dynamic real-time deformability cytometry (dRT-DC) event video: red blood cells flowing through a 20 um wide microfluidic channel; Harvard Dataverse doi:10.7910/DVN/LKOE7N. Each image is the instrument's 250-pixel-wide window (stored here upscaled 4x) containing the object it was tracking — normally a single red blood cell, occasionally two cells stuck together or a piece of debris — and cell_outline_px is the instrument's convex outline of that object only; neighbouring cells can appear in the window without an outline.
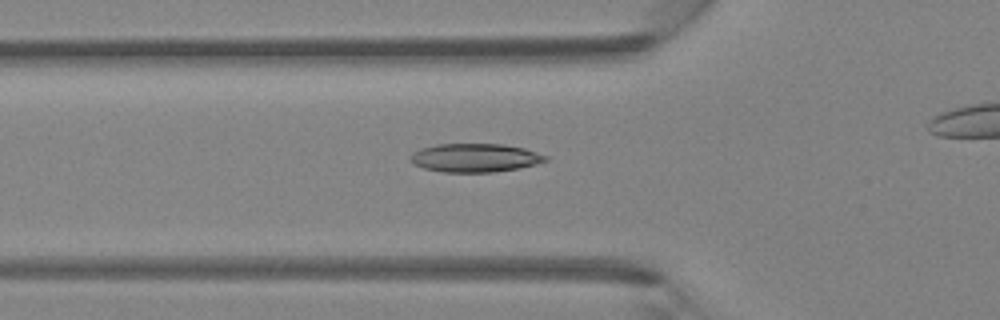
{"species": "Egyptian fruit bat (a non-hibernating species)", "species_latin": "Rousettus aegyptiacus", "temperature_condition": "room temperature", "stored_images_in_passage": 38, "camera_frame_rate_fps": 3000, "um_per_image_px": 0.085, "animal": {"sex": "female"}, "frame": {"image": 1, "passage_image": 16, "time_ms": 5.0, "image_size_px": [1000, 320], "cell_outline_px": [[548, 160], [536, 164], [520, 168], [492, 172], [444, 172], [424, 168], [412, 164], [408, 160], [412, 152], [420, 148], [436, 144], [500, 144], [524, 148], [548, 156]], "centroid_in_image_um": [40.34, 13.41], "position_along_channel_um": 85.5, "area_um2": 22.6}}
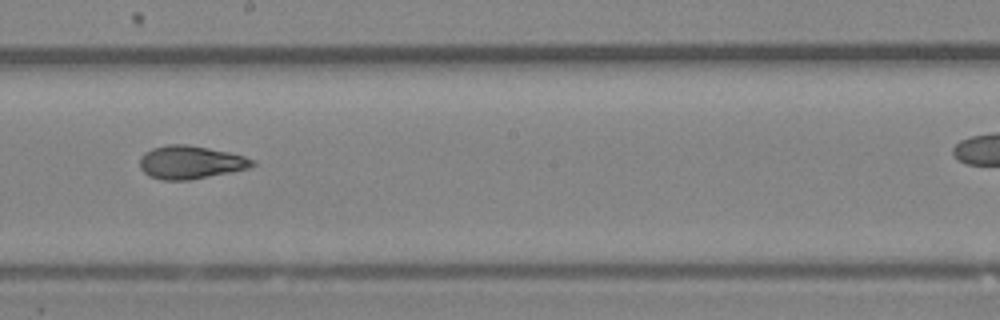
{"frame": {"image": 2, "passage_image": 26, "time_ms": 8.333, "image_size_px": [1000, 320], "cell_outline_px": [[256, 164], [248, 168], [188, 180], [160, 180], [148, 176], [140, 168], [140, 156], [144, 152], [152, 148], [168, 144], [184, 144], [208, 148], [228, 152], [244, 156], [256, 160]], "centroid_in_image_um": [16.15, 13.79], "position_along_channel_um": 232.0, "area_um2": 21.68}}
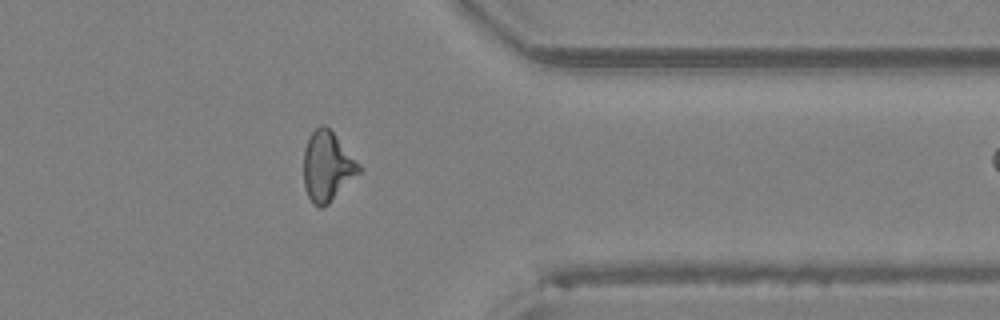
{"frame": {"image": 3, "passage_image": 37, "time_ms": 12.0, "image_size_px": [1000, 320], "cell_outline_px": [[364, 168], [324, 208], [316, 208], [312, 204], [304, 188], [304, 148], [312, 132], [320, 124], [324, 124], [332, 132]], "centroid_in_image_um": [27.81, 14.18], "position_along_channel_um": 383.6, "area_um2": 22.48}}